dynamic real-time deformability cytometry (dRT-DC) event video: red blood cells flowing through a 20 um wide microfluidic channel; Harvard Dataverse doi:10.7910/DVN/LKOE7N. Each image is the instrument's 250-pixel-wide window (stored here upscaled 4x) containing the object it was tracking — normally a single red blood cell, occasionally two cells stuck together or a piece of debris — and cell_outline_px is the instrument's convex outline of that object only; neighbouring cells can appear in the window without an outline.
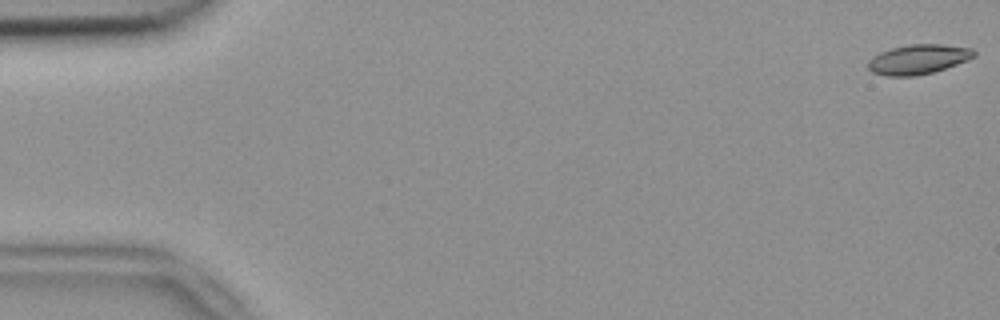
{"species": "common noctule bat (a hibernating species)", "species_latin": "Nyctalus noctula", "temperature_condition": "room temperature", "stored_images_in_passage": 53, "camera_frame_rate_fps": 3000, "um_per_image_px": 0.085, "animal": {"sex": "female", "body_mass_g": 18.4}, "frame": {"image": 1, "passage_image": 1, "time_ms": 0.0, "image_size_px": [1000, 320], "cell_outline_px": [[976, 56], [968, 60], [932, 72], [916, 76], [888, 76], [872, 72], [868, 68], [868, 60], [872, 56], [880, 52], [892, 48], [908, 44], [940, 44], [972, 48], [976, 52]], "centroid_in_image_um": [78.04, 5.03], "position_along_channel_um": 7.0, "area_um2": 18.32}}
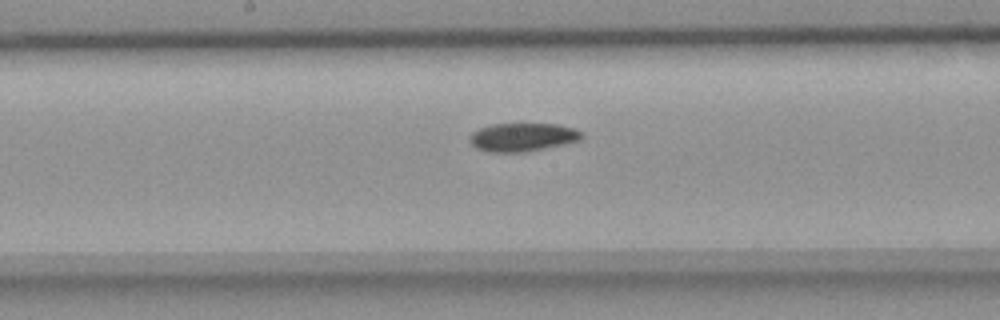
{"frame": {"image": 2, "passage_image": 28, "time_ms": 9.0, "image_size_px": [1000, 320], "cell_outline_px": [[584, 136], [580, 140], [564, 144], [524, 152], [484, 152], [476, 148], [468, 140], [468, 136], [472, 132], [480, 128], [492, 124], [556, 124], [572, 128], [580, 132]], "centroid_in_image_um": [44.36, 11.66], "position_along_channel_um": 203.8, "area_um2": 18.5}}
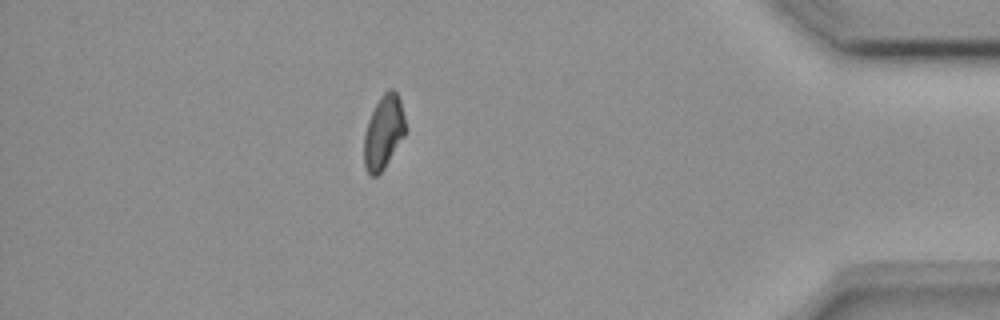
{"frame": {"image": 3, "passage_image": 47, "time_ms": 15.333, "image_size_px": [1000, 320], "cell_outline_px": [[404, 136], [384, 168], [376, 176], [372, 176], [368, 172], [364, 164], [364, 132], [368, 120], [380, 96], [388, 88], [392, 88], [396, 92], [400, 100], [404, 116]], "centroid_in_image_um": [32.58, 11.21], "position_along_channel_um": 402.6, "area_um2": 17.51}, "authors_computed_cell_mechanics": {"area_um2": 18.496, "velocity_mm_per_s": 3.8226, "shape_relaxation_time_tau1_ms": 11.0843, "shape_relaxation_time_tau2_ms": null, "deformation_change_tau1": 0.1749, "deformation_change_tau2": null}}